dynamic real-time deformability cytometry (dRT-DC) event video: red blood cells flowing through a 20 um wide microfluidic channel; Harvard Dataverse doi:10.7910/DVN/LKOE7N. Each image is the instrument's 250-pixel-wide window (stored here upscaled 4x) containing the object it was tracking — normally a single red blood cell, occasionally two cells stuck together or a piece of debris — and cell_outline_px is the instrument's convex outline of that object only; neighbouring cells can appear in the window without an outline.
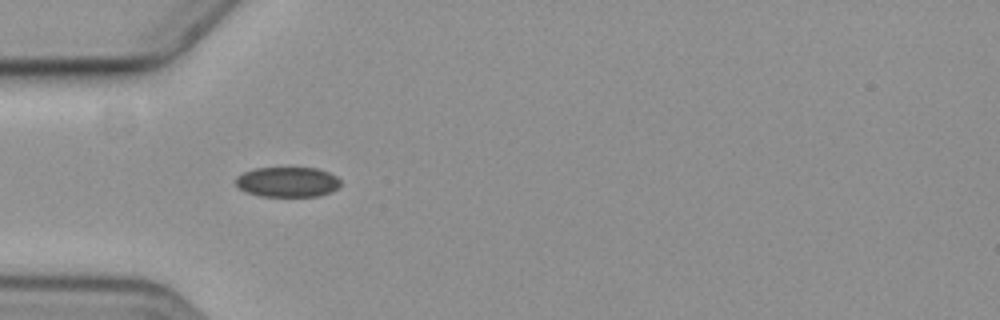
{"species": "common noctule bat (a hibernating species)", "species_latin": "Nyctalus noctula", "temperature_condition": "cold", "stored_images_in_passage": 5, "camera_frame_rate_fps": 3000, "um_per_image_px": 0.085, "animal": {"sex": "female", "body_mass_g": 19.3, "forearm_length_mm": 54.1}, "frame": {"image": 1, "passage_image": 5, "time_ms": 4.667, "image_size_px": [1000, 320], "cell_outline_px": [[340, 184], [332, 192], [320, 196], [260, 196], [244, 192], [236, 184], [236, 176], [244, 172], [256, 168], [316, 168], [328, 172], [336, 176], [340, 180]], "centroid_in_image_um": [24.43, 15.47], "position_along_channel_um": 60.6, "area_um2": 18.38}}